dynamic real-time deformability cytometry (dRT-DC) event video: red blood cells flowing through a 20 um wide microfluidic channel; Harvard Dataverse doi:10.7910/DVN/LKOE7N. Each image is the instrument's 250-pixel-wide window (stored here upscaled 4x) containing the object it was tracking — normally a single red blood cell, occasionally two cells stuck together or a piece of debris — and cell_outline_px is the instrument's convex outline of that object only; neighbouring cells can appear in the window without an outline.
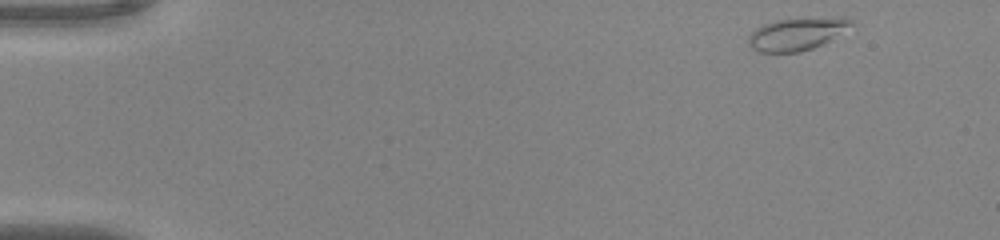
{"species": "common noctule bat (a hibernating species)", "species_latin": "Nyctalus noctula", "temperature_condition": "warm", "stored_images_in_passage": 47, "camera_frame_rate_fps": 3000, "um_per_image_px": 0.085, "animal": {"sex": "male", "body_mass_g": 20.0, "forearm_length_mm": 53.3}, "frame": {"image": 1, "passage_image": 1, "time_ms": 0.0, "image_size_px": [1000, 240], "cell_outline_px": [[852, 24], [828, 40], [812, 48], [800, 52], [760, 52], [752, 48], [748, 44], [748, 36], [756, 28], [764, 24], [776, 20], [836, 16], [844, 16], [852, 20]], "centroid_in_image_um": [67.69, 2.87], "position_along_channel_um": 17.3, "area_um2": 19.19}}
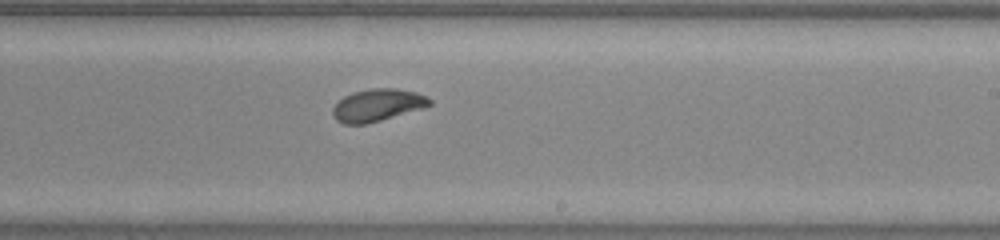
{"frame": {"image": 2, "passage_image": 28, "time_ms": 9.0, "image_size_px": [1000, 240], "cell_outline_px": [[432, 104], [424, 108], [380, 120], [364, 124], [344, 124], [336, 120], [332, 112], [332, 108], [344, 96], [352, 92], [372, 88], [396, 88], [416, 92], [428, 96], [432, 100]], "centroid_in_image_um": [32.11, 8.92], "position_along_channel_um": 256.9, "area_um2": 18.26}}
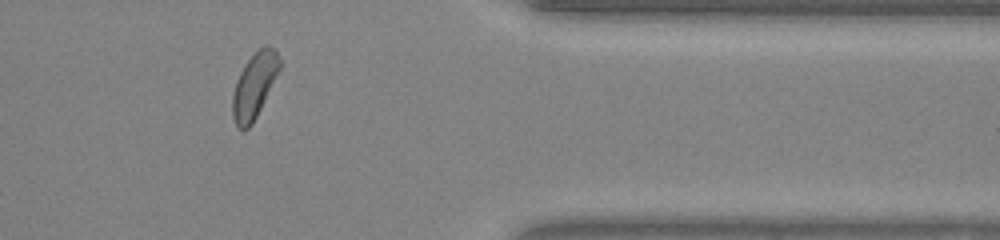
{"frame": {"image": 3, "passage_image": 39, "time_ms": 12.667, "image_size_px": [1000, 240], "cell_outline_px": [[280, 68], [252, 124], [248, 128], [236, 128], [232, 116], [232, 96], [236, 80], [244, 64], [264, 44], [268, 44], [276, 48], [280, 60]], "centroid_in_image_um": [21.6, 7.24], "position_along_channel_um": 389.8, "area_um2": 17.69}, "authors_computed_cell_mechanics": {"area_um2": 18.3804, "velocity_mm_per_s": 4.0423, "shape_relaxation_time_tau1_ms": 3.2573, "shape_relaxation_time_tau2_ms": 1.6385, "deformation_change_tau1": 0.1252, "deformation_change_tau2": 0.0662}}